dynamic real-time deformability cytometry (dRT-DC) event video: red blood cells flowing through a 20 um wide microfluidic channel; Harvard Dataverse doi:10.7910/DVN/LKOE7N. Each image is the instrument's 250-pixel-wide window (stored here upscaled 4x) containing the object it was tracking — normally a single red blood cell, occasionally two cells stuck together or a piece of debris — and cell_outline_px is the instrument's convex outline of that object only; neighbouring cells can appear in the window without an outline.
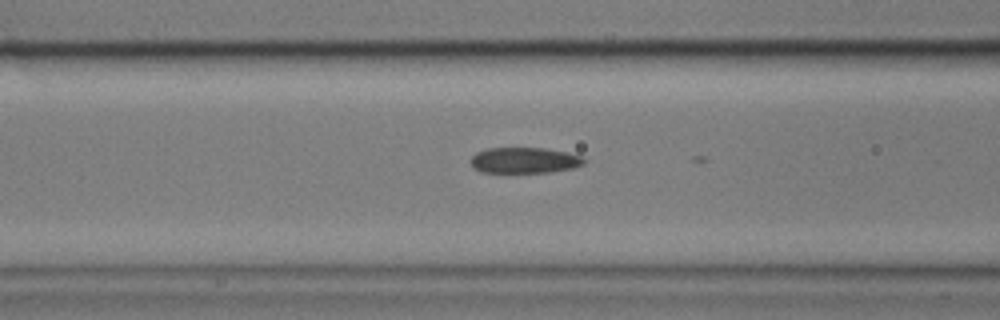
{"species": "common noctule bat (a hibernating species)", "species_latin": "Nyctalus noctula", "temperature_condition": "cold", "stored_images_in_passage": 9, "camera_frame_rate_fps": 3000, "um_per_image_px": 0.085, "animal": {"sex": "male", "body_mass_g": 17.9}, "frame": {"image": 1, "passage_image": 6, "time_ms": 1.667, "image_size_px": [1000, 320], "cell_outline_px": [[588, 160], [584, 164], [572, 168], [552, 172], [480, 172], [472, 168], [472, 156], [476, 152], [488, 148], [544, 148], [568, 152], [580, 156]], "centroid_in_image_um": [44.59, 13.62], "position_along_channel_um": 122.0, "area_um2": 17.11}}